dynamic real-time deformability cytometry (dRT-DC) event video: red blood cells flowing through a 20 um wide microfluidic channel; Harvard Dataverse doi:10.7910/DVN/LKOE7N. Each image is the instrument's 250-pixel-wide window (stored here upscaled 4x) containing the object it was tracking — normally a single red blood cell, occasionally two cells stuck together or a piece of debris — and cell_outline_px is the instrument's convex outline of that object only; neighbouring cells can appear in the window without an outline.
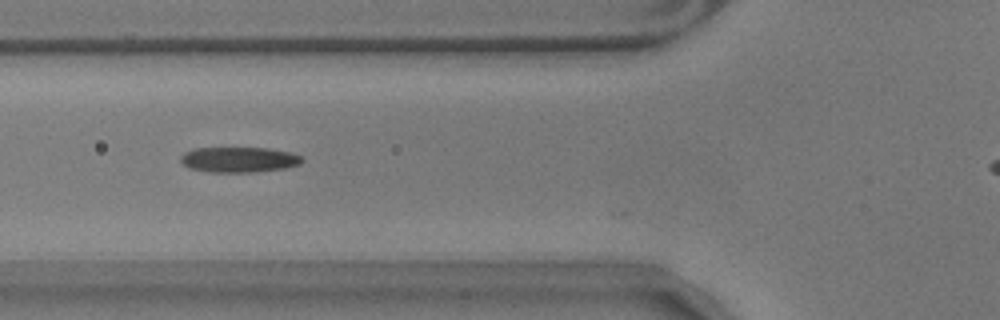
{"species": "common noctule bat (a hibernating species)", "species_latin": "Nyctalus noctula", "temperature_condition": "warm", "stored_images_in_passage": 30, "camera_frame_rate_fps": 3000, "um_per_image_px": 0.085, "animal": {"sex": "male", "body_mass_g": 17.9}, "frame": {"image": 1, "passage_image": 2, "time_ms": 0.333, "image_size_px": [1000, 320], "cell_outline_px": [[304, 160], [300, 164], [284, 168], [252, 172], [208, 172], [188, 168], [180, 160], [180, 156], [184, 152], [196, 148], [268, 148], [288, 152], [300, 156]], "centroid_in_image_um": [20.27, 13.57], "position_along_channel_um": 105.5, "area_um2": 17.86}}
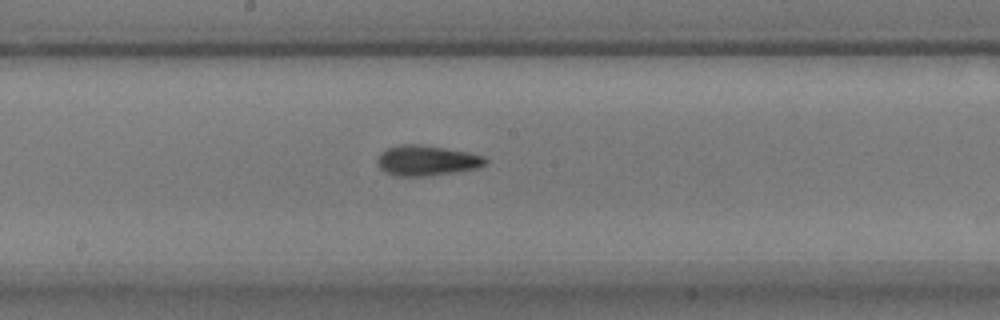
{"frame": {"image": 2, "passage_image": 11, "time_ms": 3.333, "image_size_px": [1000, 320], "cell_outline_px": [[488, 164], [476, 168], [452, 172], [424, 176], [396, 176], [384, 172], [376, 164], [376, 160], [380, 152], [388, 148], [400, 144], [420, 144], [468, 152], [484, 156], [488, 160]], "centroid_in_image_um": [36.23, 13.64], "position_along_channel_um": 212.0, "area_um2": 19.13}}
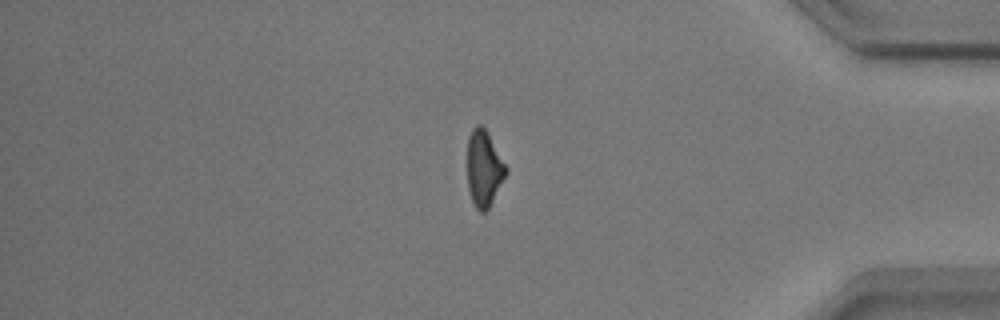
{"frame": {"image": 3, "passage_image": 29, "time_ms": 9.333, "image_size_px": [1000, 320], "cell_outline_px": [[508, 172], [488, 208], [484, 212], [480, 212], [472, 204], [468, 188], [468, 136], [472, 128], [476, 124], [480, 124], [488, 132], [508, 168]], "centroid_in_image_um": [41.14, 14.3], "position_along_channel_um": 394.1, "area_um2": 17.22}}